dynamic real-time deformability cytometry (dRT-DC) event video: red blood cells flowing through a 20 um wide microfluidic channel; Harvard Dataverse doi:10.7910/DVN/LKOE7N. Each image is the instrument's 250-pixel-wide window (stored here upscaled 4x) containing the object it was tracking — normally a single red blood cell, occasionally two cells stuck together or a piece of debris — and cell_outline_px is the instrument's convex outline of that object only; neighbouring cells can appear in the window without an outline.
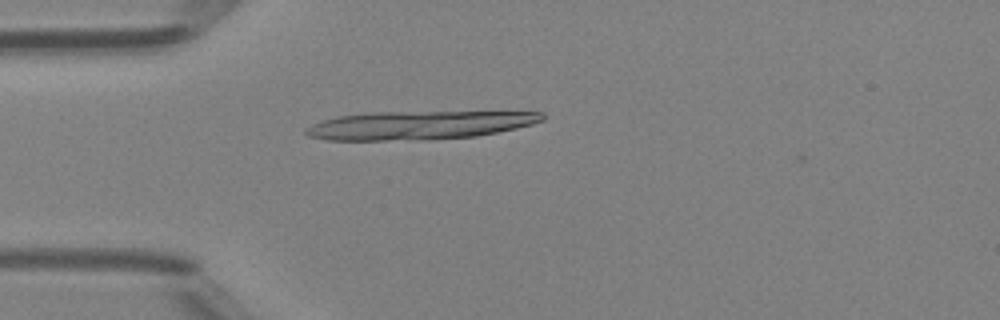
{"species": "Egyptian fruit bat (a non-hibernating species)", "species_latin": "Rousettus aegyptiacus", "temperature_condition": "room temperature", "stored_images_in_passage": 9, "camera_frame_rate_fps": 3000, "um_per_image_px": 0.085, "animal": {"sex": "female"}, "frame": {"image": 1, "passage_image": 8, "time_ms": 2.333, "image_size_px": [1000, 320], "cell_outline_px": [[544, 120], [532, 124], [516, 128], [476, 136], [428, 140], [328, 140], [308, 136], [304, 132], [304, 128], [312, 124], [336, 116], [372, 112], [544, 112]], "centroid_in_image_um": [35.58, 10.64], "position_along_channel_um": 49.4, "area_um2": 39.19}}